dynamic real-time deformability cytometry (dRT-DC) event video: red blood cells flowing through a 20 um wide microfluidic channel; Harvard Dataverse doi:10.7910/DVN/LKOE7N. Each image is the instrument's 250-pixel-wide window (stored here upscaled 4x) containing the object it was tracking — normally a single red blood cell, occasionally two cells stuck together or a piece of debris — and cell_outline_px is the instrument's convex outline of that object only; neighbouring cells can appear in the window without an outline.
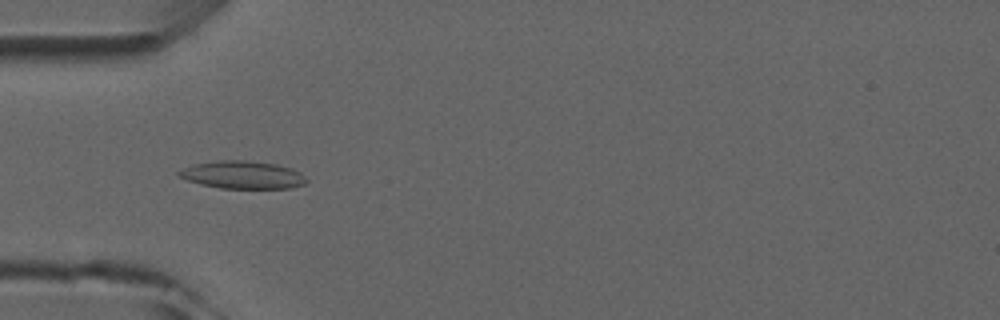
{"species": "common noctule bat (a hibernating species)", "species_latin": "Nyctalus noctula", "temperature_condition": "room temperature", "stored_images_in_passage": 5, "camera_frame_rate_fps": 3000, "um_per_image_px": 0.085, "animal": {"sex": "male", "forearm_length_mm": 52.5}, "frame": {"image": 1, "passage_image": 1, "time_ms": 0.0, "image_size_px": [1000, 320], "cell_outline_px": [[308, 180], [304, 184], [292, 188], [220, 188], [200, 184], [188, 180], [180, 176], [176, 172], [184, 168], [196, 164], [216, 160], [244, 160], [276, 164], [292, 168], [300, 172]], "centroid_in_image_um": [20.65, 14.86], "position_along_channel_um": 64.4, "area_um2": 20.52}}
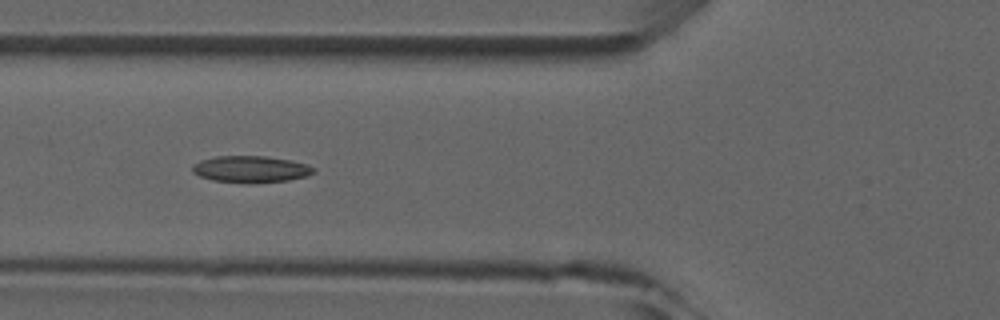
{"frame": {"image": 2, "passage_image": 2, "time_ms": 1.0, "image_size_px": [1000, 320], "cell_outline_px": [[316, 172], [308, 176], [288, 180], [256, 184], [212, 180], [200, 176], [192, 172], [192, 164], [200, 160], [216, 156], [268, 156], [292, 160], [308, 164], [316, 168]], "centroid_in_image_um": [21.36, 14.38], "position_along_channel_um": 104.4, "area_um2": 19.25}}
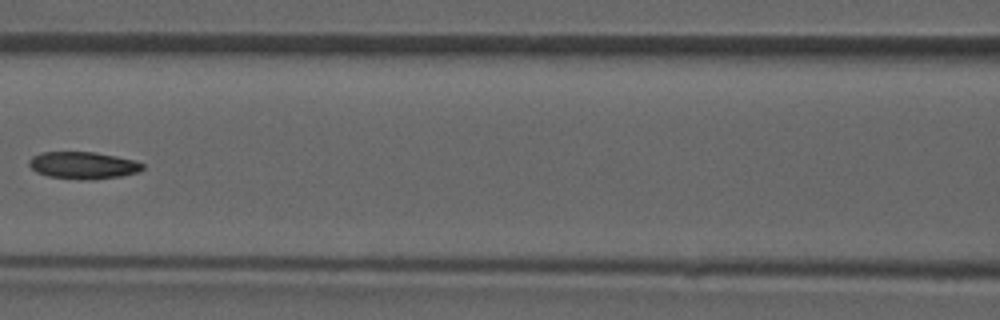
{"frame": {"image": 3, "passage_image": 3, "time_ms": 2.333, "image_size_px": [1000, 320], "cell_outline_px": [[144, 168], [140, 172], [120, 176], [88, 180], [84, 180], [48, 176], [36, 172], [28, 164], [28, 160], [32, 156], [40, 152], [96, 152], [136, 160], [144, 164]], "centroid_in_image_um": [7.08, 14.04], "position_along_channel_um": 159.5, "area_um2": 18.09}}